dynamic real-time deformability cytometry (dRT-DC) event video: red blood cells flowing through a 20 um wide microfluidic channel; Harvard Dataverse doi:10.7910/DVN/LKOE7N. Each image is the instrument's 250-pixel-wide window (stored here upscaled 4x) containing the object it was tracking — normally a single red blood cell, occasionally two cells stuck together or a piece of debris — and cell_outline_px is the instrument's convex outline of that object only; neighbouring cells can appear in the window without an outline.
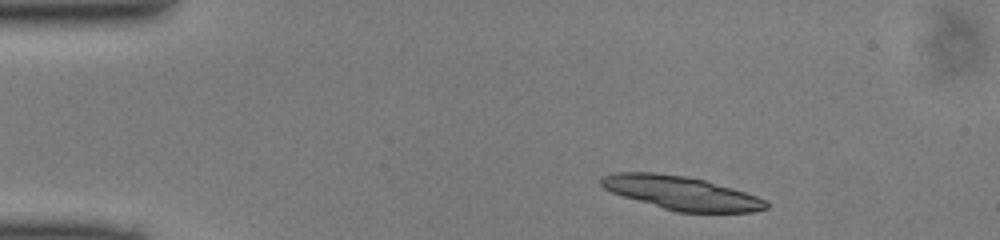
{"species": "common noctule bat (a hibernating species)", "species_latin": "Nyctalus noctula", "temperature_condition": "cold", "stored_images_in_passage": 44, "camera_frame_rate_fps": 3000, "um_per_image_px": 0.085, "animal": {"sex": "male", "body_mass_g": 13.0, "forearm_length_mm": 53.1}, "frame": {"image": 1, "passage_image": 3, "time_ms": 0.667, "image_size_px": [1000, 240], "cell_outline_px": [[768, 208], [752, 212], [676, 212], [624, 196], [612, 192], [604, 188], [600, 184], [600, 180], [604, 176], [616, 172], [652, 172], [688, 176], [704, 180], [732, 188], [756, 196], [764, 200], [768, 204]], "centroid_in_image_um": [57.91, 16.39], "position_along_channel_um": 27.1, "area_um2": 31.91}}
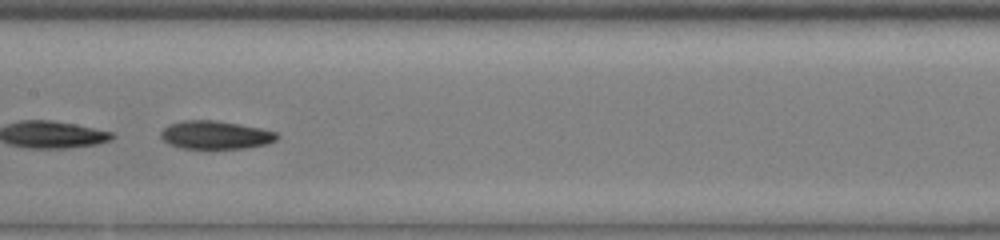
{"frame": {"image": 2, "passage_image": 20, "time_ms": 6.333, "image_size_px": [1000, 240], "cell_outline_px": [[280, 136], [276, 140], [268, 144], [248, 148], [212, 152], [204, 152], [180, 148], [168, 144], [160, 136], [160, 132], [168, 124], [184, 120], [216, 120], [240, 124], [260, 128], [276, 132]], "centroid_in_image_um": [18.3, 11.53], "position_along_channel_um": 189.1, "area_um2": 20.35}}
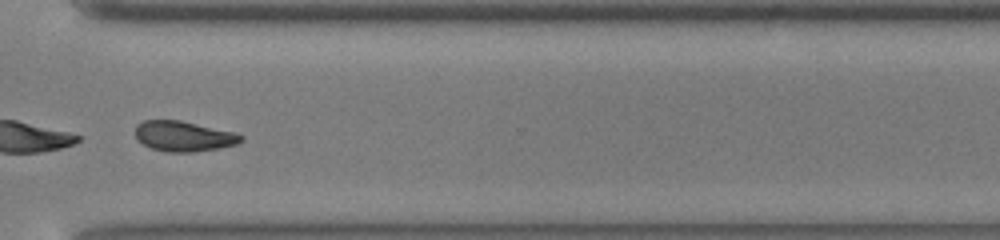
{"frame": {"image": 3, "passage_image": 32, "time_ms": 10.333, "image_size_px": [1000, 240], "cell_outline_px": [[244, 140], [240, 144], [192, 152], [164, 152], [152, 148], [136, 140], [136, 124], [144, 120], [180, 120], [236, 132], [244, 136]], "centroid_in_image_um": [15.64, 11.57], "position_along_channel_um": 355.0, "area_um2": 18.84}}